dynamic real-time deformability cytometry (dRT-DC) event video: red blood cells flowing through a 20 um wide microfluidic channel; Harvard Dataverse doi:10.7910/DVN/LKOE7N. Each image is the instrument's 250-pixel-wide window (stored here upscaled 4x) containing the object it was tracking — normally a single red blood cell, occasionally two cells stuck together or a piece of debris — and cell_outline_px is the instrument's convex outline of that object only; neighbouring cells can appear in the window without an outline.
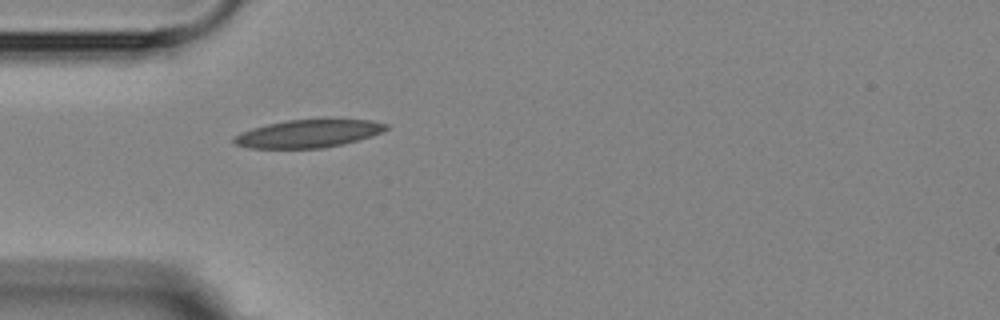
{"species": "Egyptian fruit bat (a non-hibernating species)", "species_latin": "Rousettus aegyptiacus", "temperature_condition": "room temperature", "stored_images_in_passage": 1, "camera_frame_rate_fps": 3000, "um_per_image_px": 0.085, "animal": {"sex": "female"}, "frame": {"image": 1, "passage_image": 1, "time_ms": 0.0, "image_size_px": [1000, 320], "cell_outline_px": [[388, 128], [372, 136], [344, 144], [324, 148], [248, 148], [232, 144], [232, 136], [240, 132], [252, 128], [268, 124], [288, 120], [372, 120], [388, 124]], "centroid_in_image_um": [26.15, 11.37], "position_along_channel_um": 58.9, "area_um2": 24.68}}